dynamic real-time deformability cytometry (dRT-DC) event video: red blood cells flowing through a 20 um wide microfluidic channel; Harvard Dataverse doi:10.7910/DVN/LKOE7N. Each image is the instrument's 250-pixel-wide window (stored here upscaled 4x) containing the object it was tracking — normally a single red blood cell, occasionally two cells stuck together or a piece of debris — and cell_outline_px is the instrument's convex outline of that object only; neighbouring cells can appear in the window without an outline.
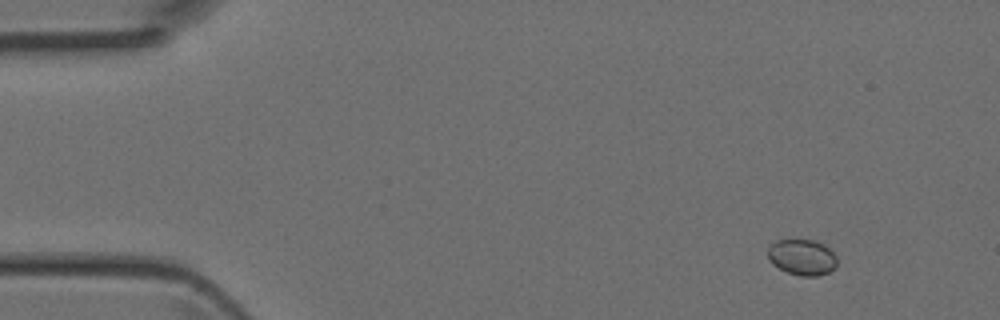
{"species": "Egyptian fruit bat (a non-hibernating species)", "species_latin": "Rousettus aegyptiacus", "temperature_condition": "room temperature", "stored_images_in_passage": 4, "camera_frame_rate_fps": 3000, "um_per_image_px": 0.085, "animal": {"sex": "female"}, "frame": {"image": 1, "passage_image": 1, "time_ms": 0.0, "image_size_px": [1000, 320], "cell_outline_px": [[836, 268], [820, 276], [800, 276], [788, 272], [772, 264], [768, 260], [768, 248], [776, 240], [812, 240], [824, 244], [836, 256]], "centroid_in_image_um": [68.18, 21.87], "position_along_channel_um": 16.8, "area_um2": 14.45}}
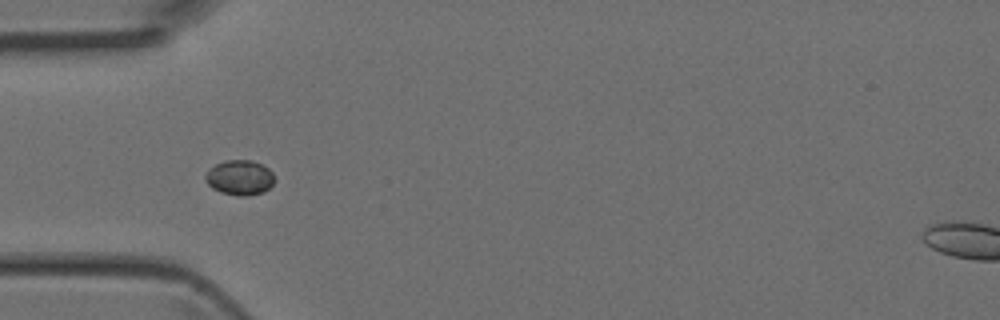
{"frame": {"image": 2, "passage_image": 4, "time_ms": 1.0, "image_size_px": [1000, 320], "cell_outline_px": [[276, 180], [264, 192], [248, 196], [240, 196], [220, 192], [212, 188], [204, 180], [204, 176], [208, 168], [224, 160], [252, 160], [268, 168], [272, 172]], "centroid_in_image_um": [20.36, 15.09], "position_along_channel_um": 64.6, "area_um2": 14.28}}